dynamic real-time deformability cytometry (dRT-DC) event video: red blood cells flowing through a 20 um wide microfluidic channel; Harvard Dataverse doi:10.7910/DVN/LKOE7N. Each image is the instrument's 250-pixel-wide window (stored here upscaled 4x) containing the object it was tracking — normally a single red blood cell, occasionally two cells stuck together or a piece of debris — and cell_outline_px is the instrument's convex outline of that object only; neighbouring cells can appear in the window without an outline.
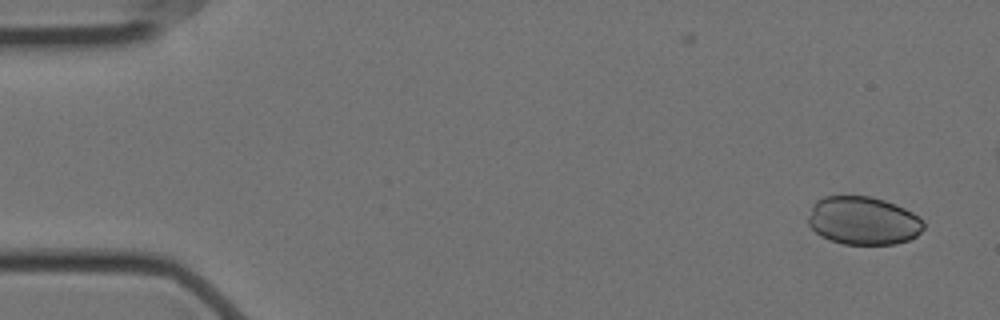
{"species": "Egyptian fruit bat (a non-hibernating species)", "species_latin": "Rousettus aegyptiacus", "temperature_condition": "cold", "stored_images_in_passage": 52, "camera_frame_rate_fps": 3000, "um_per_image_px": 0.085, "animal": {"sex": "female"}, "frame": {"image": 1, "passage_image": 1, "time_ms": 0.0, "image_size_px": [1000, 320], "cell_outline_px": [[924, 228], [916, 236], [908, 240], [896, 244], [844, 244], [820, 236], [808, 224], [808, 216], [812, 204], [816, 200], [824, 196], [872, 196], [896, 204], [912, 212], [924, 224]], "centroid_in_image_um": [73.34, 18.75], "position_along_channel_um": 11.7, "area_um2": 32.43}}
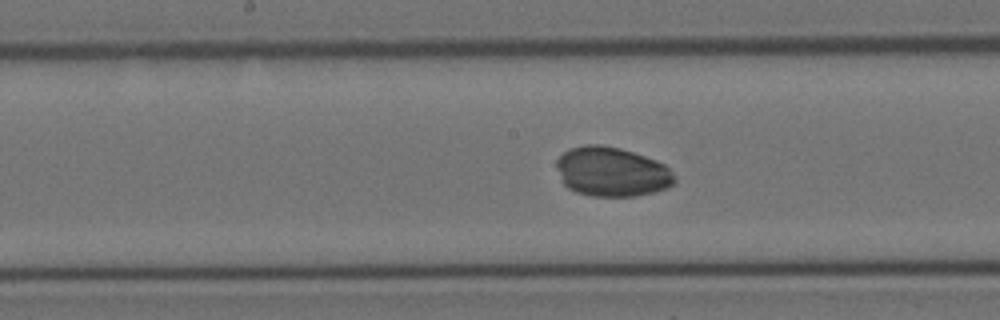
{"frame": {"image": 2, "passage_image": 27, "time_ms": 8.667, "image_size_px": [1000, 320], "cell_outline_px": [[676, 180], [668, 188], [656, 192], [636, 196], [592, 196], [576, 192], [568, 188], [560, 180], [556, 164], [556, 160], [564, 152], [572, 148], [588, 144], [600, 144], [620, 148], [656, 160], [664, 164], [676, 176]], "centroid_in_image_um": [52.01, 14.61], "position_along_channel_um": 196.2, "area_um2": 34.16}}
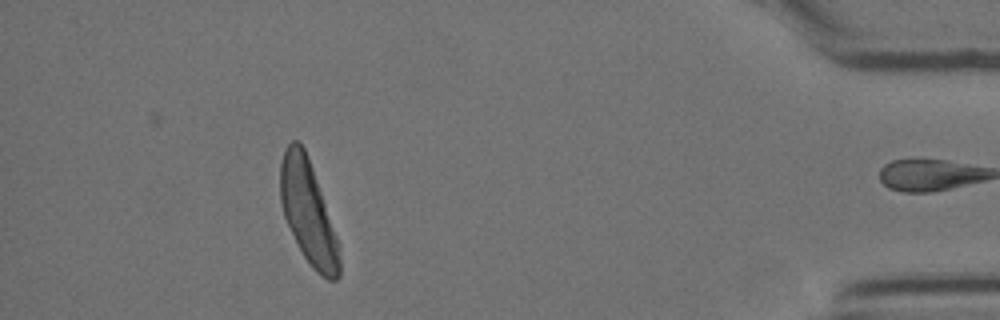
{"frame": {"image": 3, "passage_image": 50, "time_ms": 16.333, "image_size_px": [1000, 320], "cell_outline_px": [[340, 276], [336, 280], [328, 280], [316, 272], [312, 268], [304, 256], [284, 216], [280, 200], [280, 164], [284, 152], [288, 144], [292, 140], [296, 140], [304, 148], [312, 168], [340, 244]], "centroid_in_image_um": [26.21, 18.09], "position_along_channel_um": 409.0, "area_um2": 35.08}}